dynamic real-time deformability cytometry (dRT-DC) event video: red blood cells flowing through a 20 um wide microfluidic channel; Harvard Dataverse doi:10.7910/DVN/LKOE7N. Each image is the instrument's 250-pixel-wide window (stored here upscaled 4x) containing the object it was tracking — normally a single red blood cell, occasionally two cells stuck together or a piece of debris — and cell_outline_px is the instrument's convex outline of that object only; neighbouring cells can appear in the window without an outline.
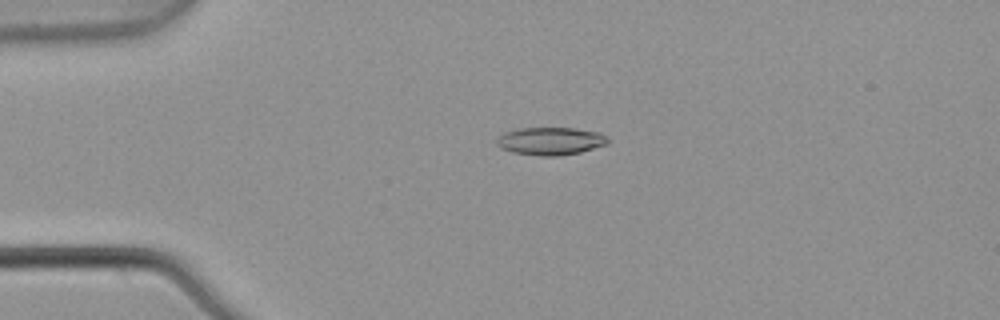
{"species": "common noctule bat (a hibernating species)", "species_latin": "Nyctalus noctula", "temperature_condition": "warm", "stored_images_in_passage": 2, "camera_frame_rate_fps": 3000, "um_per_image_px": 0.085, "animal": {"sex": "male", "body_mass_g": 21.5, "forearm_length_mm": 52.0}, "frame": {"image": 1, "passage_image": 1, "time_ms": 0.0, "image_size_px": [1000, 320], "cell_outline_px": [[612, 140], [608, 144], [580, 152], [560, 156], [540, 156], [512, 152], [500, 148], [496, 144], [496, 140], [504, 132], [520, 128], [572, 128], [600, 132], [608, 136]], "centroid_in_image_um": [46.83, 11.99], "position_along_channel_um": 38.2, "area_um2": 18.21}}